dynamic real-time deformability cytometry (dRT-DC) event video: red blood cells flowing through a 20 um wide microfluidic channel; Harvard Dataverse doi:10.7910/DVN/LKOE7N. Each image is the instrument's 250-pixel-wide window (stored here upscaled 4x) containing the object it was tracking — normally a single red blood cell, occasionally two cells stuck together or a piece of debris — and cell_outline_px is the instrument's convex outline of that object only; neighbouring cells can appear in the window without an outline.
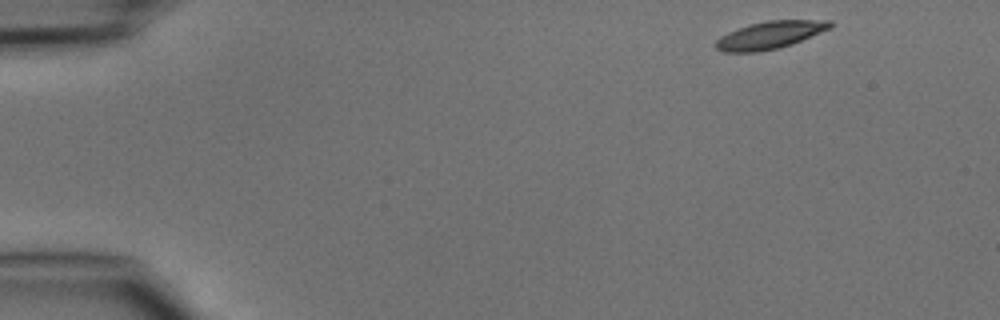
{"species": "common noctule bat (a hibernating species)", "species_latin": "Nyctalus noctula", "temperature_condition": "cold", "stored_images_in_passage": 44, "camera_frame_rate_fps": 3000, "um_per_image_px": 0.085, "animal": {"sex": "male", "body_mass_g": 15.6}, "frame": {"image": 1, "passage_image": 1, "time_ms": 0.0, "image_size_px": [1000, 320], "cell_outline_px": [[832, 28], [792, 44], [780, 48], [756, 52], [724, 52], [716, 48], [712, 44], [720, 36], [736, 28], [748, 24], [768, 20], [832, 20]], "centroid_in_image_um": [65.42, 2.98], "position_along_channel_um": 19.6, "area_um2": 18.61}}
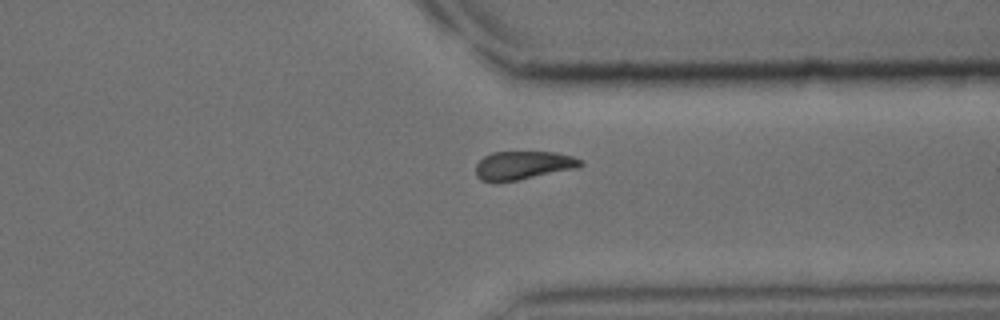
{"frame": {"image": 2, "passage_image": 33, "time_ms": 10.667, "image_size_px": [1000, 320], "cell_outline_px": [[584, 164], [580, 168], [516, 180], [480, 180], [476, 176], [476, 164], [484, 156], [492, 152], [556, 152], [572, 156], [580, 160]], "centroid_in_image_um": [44.51, 14.03], "position_along_channel_um": 366.9, "area_um2": 17.17}}
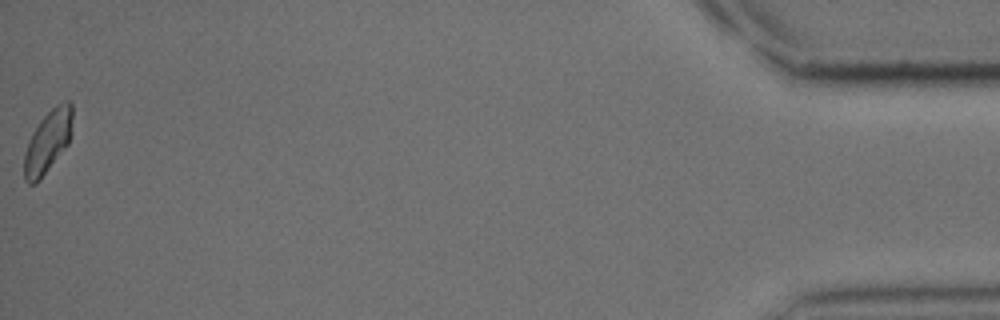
{"frame": {"image": 3, "passage_image": 44, "time_ms": 14.333, "image_size_px": [1000, 320], "cell_outline_px": [[72, 132], [68, 144], [40, 180], [36, 184], [28, 184], [24, 180], [24, 152], [28, 140], [32, 132], [40, 120], [56, 104], [64, 100], [68, 100], [72, 104]], "centroid_in_image_um": [4.06, 12.03], "position_along_channel_um": 431.1, "area_um2": 17.8}}